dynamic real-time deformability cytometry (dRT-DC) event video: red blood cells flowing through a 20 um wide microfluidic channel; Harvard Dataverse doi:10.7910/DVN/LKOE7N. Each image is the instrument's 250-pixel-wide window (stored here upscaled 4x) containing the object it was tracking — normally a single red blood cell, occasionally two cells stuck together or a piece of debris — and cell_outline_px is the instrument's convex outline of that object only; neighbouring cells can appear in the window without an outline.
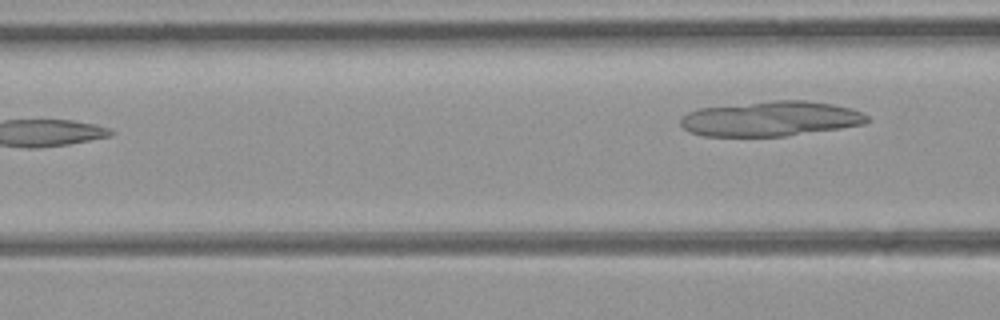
{"species": "common noctule bat (a hibernating species)", "species_latin": "Nyctalus noctula", "temperature_condition": "room temperature", "stored_images_in_passage": 4, "camera_frame_rate_fps": 3000, "um_per_image_px": 0.085, "animal": {"sex": "female", "body_mass_g": 21.9}, "frame": {"image": 1, "passage_image": 4, "time_ms": 1.0, "image_size_px": [1000, 320], "cell_outline_px": [[872, 120], [864, 124], [840, 128], [784, 136], [704, 136], [688, 132], [680, 124], [680, 120], [688, 112], [700, 108], [772, 100], [804, 100], [832, 104], [852, 108], [868, 116]], "centroid_in_image_um": [65.52, 10.09], "position_along_channel_um": 101.1, "area_um2": 38.03}}